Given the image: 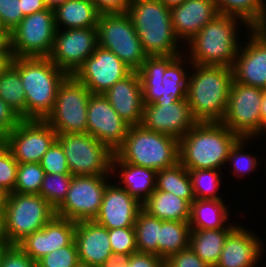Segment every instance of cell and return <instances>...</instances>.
Listing matches in <instances>:
<instances>
[{
	"label": "cell",
	"instance_id": "15",
	"mask_svg": "<svg viewBox=\"0 0 266 267\" xmlns=\"http://www.w3.org/2000/svg\"><path fill=\"white\" fill-rule=\"evenodd\" d=\"M56 139V132L45 120L21 119L7 134L5 146L18 163H40Z\"/></svg>",
	"mask_w": 266,
	"mask_h": 267
},
{
	"label": "cell",
	"instance_id": "42",
	"mask_svg": "<svg viewBox=\"0 0 266 267\" xmlns=\"http://www.w3.org/2000/svg\"><path fill=\"white\" fill-rule=\"evenodd\" d=\"M18 162L6 146H0V191L13 193L17 180Z\"/></svg>",
	"mask_w": 266,
	"mask_h": 267
},
{
	"label": "cell",
	"instance_id": "39",
	"mask_svg": "<svg viewBox=\"0 0 266 267\" xmlns=\"http://www.w3.org/2000/svg\"><path fill=\"white\" fill-rule=\"evenodd\" d=\"M72 177V174L45 173L39 195L56 210L66 198Z\"/></svg>",
	"mask_w": 266,
	"mask_h": 267
},
{
	"label": "cell",
	"instance_id": "45",
	"mask_svg": "<svg viewBox=\"0 0 266 267\" xmlns=\"http://www.w3.org/2000/svg\"><path fill=\"white\" fill-rule=\"evenodd\" d=\"M40 165L47 174H71L61 144L55 140L44 154Z\"/></svg>",
	"mask_w": 266,
	"mask_h": 267
},
{
	"label": "cell",
	"instance_id": "36",
	"mask_svg": "<svg viewBox=\"0 0 266 267\" xmlns=\"http://www.w3.org/2000/svg\"><path fill=\"white\" fill-rule=\"evenodd\" d=\"M162 221L150 215L143 208L138 212L134 225L138 252L159 256V235Z\"/></svg>",
	"mask_w": 266,
	"mask_h": 267
},
{
	"label": "cell",
	"instance_id": "9",
	"mask_svg": "<svg viewBox=\"0 0 266 267\" xmlns=\"http://www.w3.org/2000/svg\"><path fill=\"white\" fill-rule=\"evenodd\" d=\"M69 170L73 176H112L114 152L89 133L59 134Z\"/></svg>",
	"mask_w": 266,
	"mask_h": 267
},
{
	"label": "cell",
	"instance_id": "29",
	"mask_svg": "<svg viewBox=\"0 0 266 267\" xmlns=\"http://www.w3.org/2000/svg\"><path fill=\"white\" fill-rule=\"evenodd\" d=\"M53 10L56 29L96 28L100 15L91 0H67Z\"/></svg>",
	"mask_w": 266,
	"mask_h": 267
},
{
	"label": "cell",
	"instance_id": "6",
	"mask_svg": "<svg viewBox=\"0 0 266 267\" xmlns=\"http://www.w3.org/2000/svg\"><path fill=\"white\" fill-rule=\"evenodd\" d=\"M114 153L125 163L159 171L179 162V140L135 125Z\"/></svg>",
	"mask_w": 266,
	"mask_h": 267
},
{
	"label": "cell",
	"instance_id": "10",
	"mask_svg": "<svg viewBox=\"0 0 266 267\" xmlns=\"http://www.w3.org/2000/svg\"><path fill=\"white\" fill-rule=\"evenodd\" d=\"M91 92L73 75L60 84L52 112L45 121L57 135L87 133V107Z\"/></svg>",
	"mask_w": 266,
	"mask_h": 267
},
{
	"label": "cell",
	"instance_id": "53",
	"mask_svg": "<svg viewBox=\"0 0 266 267\" xmlns=\"http://www.w3.org/2000/svg\"><path fill=\"white\" fill-rule=\"evenodd\" d=\"M10 245L5 231V214L4 211H0V248H6Z\"/></svg>",
	"mask_w": 266,
	"mask_h": 267
},
{
	"label": "cell",
	"instance_id": "4",
	"mask_svg": "<svg viewBox=\"0 0 266 267\" xmlns=\"http://www.w3.org/2000/svg\"><path fill=\"white\" fill-rule=\"evenodd\" d=\"M26 96V119L45 120L52 112L60 84L68 76L48 57H13Z\"/></svg>",
	"mask_w": 266,
	"mask_h": 267
},
{
	"label": "cell",
	"instance_id": "12",
	"mask_svg": "<svg viewBox=\"0 0 266 267\" xmlns=\"http://www.w3.org/2000/svg\"><path fill=\"white\" fill-rule=\"evenodd\" d=\"M263 89L233 80L221 123L240 137L261 138V103Z\"/></svg>",
	"mask_w": 266,
	"mask_h": 267
},
{
	"label": "cell",
	"instance_id": "56",
	"mask_svg": "<svg viewBox=\"0 0 266 267\" xmlns=\"http://www.w3.org/2000/svg\"><path fill=\"white\" fill-rule=\"evenodd\" d=\"M0 52H11L9 48V33H0Z\"/></svg>",
	"mask_w": 266,
	"mask_h": 267
},
{
	"label": "cell",
	"instance_id": "43",
	"mask_svg": "<svg viewBox=\"0 0 266 267\" xmlns=\"http://www.w3.org/2000/svg\"><path fill=\"white\" fill-rule=\"evenodd\" d=\"M36 267H81L75 241L45 255L36 263Z\"/></svg>",
	"mask_w": 266,
	"mask_h": 267
},
{
	"label": "cell",
	"instance_id": "24",
	"mask_svg": "<svg viewBox=\"0 0 266 267\" xmlns=\"http://www.w3.org/2000/svg\"><path fill=\"white\" fill-rule=\"evenodd\" d=\"M103 95L128 125H141L144 98L138 71H132L123 80L116 82Z\"/></svg>",
	"mask_w": 266,
	"mask_h": 267
},
{
	"label": "cell",
	"instance_id": "1",
	"mask_svg": "<svg viewBox=\"0 0 266 267\" xmlns=\"http://www.w3.org/2000/svg\"><path fill=\"white\" fill-rule=\"evenodd\" d=\"M242 26L246 29L241 30ZM250 29L251 27L239 17L218 14L184 45V54L196 65L232 68L244 40L243 36L239 35Z\"/></svg>",
	"mask_w": 266,
	"mask_h": 267
},
{
	"label": "cell",
	"instance_id": "18",
	"mask_svg": "<svg viewBox=\"0 0 266 267\" xmlns=\"http://www.w3.org/2000/svg\"><path fill=\"white\" fill-rule=\"evenodd\" d=\"M244 33L246 40L242 41L232 67L233 79L266 89V35L259 28H251L247 36Z\"/></svg>",
	"mask_w": 266,
	"mask_h": 267
},
{
	"label": "cell",
	"instance_id": "37",
	"mask_svg": "<svg viewBox=\"0 0 266 267\" xmlns=\"http://www.w3.org/2000/svg\"><path fill=\"white\" fill-rule=\"evenodd\" d=\"M255 139L261 140L259 137H240L232 146L226 162L228 166L229 164L232 166V167L230 166V170L231 169L232 170L229 172L232 173L231 174L233 175L232 178L233 177L234 179L240 178L238 180H242L243 177L246 178L247 175L251 176L250 173L254 174L255 171L258 170V168L260 169V167L258 166L260 163H262V161L260 160V156L259 155L256 156L255 154L253 155L250 152L246 153L245 151L248 142L252 143L253 142L252 140Z\"/></svg>",
	"mask_w": 266,
	"mask_h": 267
},
{
	"label": "cell",
	"instance_id": "28",
	"mask_svg": "<svg viewBox=\"0 0 266 267\" xmlns=\"http://www.w3.org/2000/svg\"><path fill=\"white\" fill-rule=\"evenodd\" d=\"M228 205L230 203H225L224 200L195 199L191 203V229L235 228L238 224L233 221L230 223L233 218H229L231 207Z\"/></svg>",
	"mask_w": 266,
	"mask_h": 267
},
{
	"label": "cell",
	"instance_id": "14",
	"mask_svg": "<svg viewBox=\"0 0 266 267\" xmlns=\"http://www.w3.org/2000/svg\"><path fill=\"white\" fill-rule=\"evenodd\" d=\"M197 123L187 99H156L154 103L144 104L141 125L147 130L180 140Z\"/></svg>",
	"mask_w": 266,
	"mask_h": 267
},
{
	"label": "cell",
	"instance_id": "30",
	"mask_svg": "<svg viewBox=\"0 0 266 267\" xmlns=\"http://www.w3.org/2000/svg\"><path fill=\"white\" fill-rule=\"evenodd\" d=\"M142 208L161 220L190 221L191 203L173 193L156 189L142 204Z\"/></svg>",
	"mask_w": 266,
	"mask_h": 267
},
{
	"label": "cell",
	"instance_id": "13",
	"mask_svg": "<svg viewBox=\"0 0 266 267\" xmlns=\"http://www.w3.org/2000/svg\"><path fill=\"white\" fill-rule=\"evenodd\" d=\"M113 176H73L63 203L55 210L56 216L74 222L94 220L99 213L103 195Z\"/></svg>",
	"mask_w": 266,
	"mask_h": 267
},
{
	"label": "cell",
	"instance_id": "35",
	"mask_svg": "<svg viewBox=\"0 0 266 267\" xmlns=\"http://www.w3.org/2000/svg\"><path fill=\"white\" fill-rule=\"evenodd\" d=\"M0 98L20 119H26L25 89L18 70L12 64L0 76Z\"/></svg>",
	"mask_w": 266,
	"mask_h": 267
},
{
	"label": "cell",
	"instance_id": "62",
	"mask_svg": "<svg viewBox=\"0 0 266 267\" xmlns=\"http://www.w3.org/2000/svg\"><path fill=\"white\" fill-rule=\"evenodd\" d=\"M0 33H8L0 23Z\"/></svg>",
	"mask_w": 266,
	"mask_h": 267
},
{
	"label": "cell",
	"instance_id": "2",
	"mask_svg": "<svg viewBox=\"0 0 266 267\" xmlns=\"http://www.w3.org/2000/svg\"><path fill=\"white\" fill-rule=\"evenodd\" d=\"M233 80L230 67L192 63L186 99L197 122H222Z\"/></svg>",
	"mask_w": 266,
	"mask_h": 267
},
{
	"label": "cell",
	"instance_id": "7",
	"mask_svg": "<svg viewBox=\"0 0 266 267\" xmlns=\"http://www.w3.org/2000/svg\"><path fill=\"white\" fill-rule=\"evenodd\" d=\"M3 210L5 231L11 245H17L26 236L41 230L56 215L55 209L39 194H6Z\"/></svg>",
	"mask_w": 266,
	"mask_h": 267
},
{
	"label": "cell",
	"instance_id": "54",
	"mask_svg": "<svg viewBox=\"0 0 266 267\" xmlns=\"http://www.w3.org/2000/svg\"><path fill=\"white\" fill-rule=\"evenodd\" d=\"M261 139L266 136V89H263V98L261 103Z\"/></svg>",
	"mask_w": 266,
	"mask_h": 267
},
{
	"label": "cell",
	"instance_id": "33",
	"mask_svg": "<svg viewBox=\"0 0 266 267\" xmlns=\"http://www.w3.org/2000/svg\"><path fill=\"white\" fill-rule=\"evenodd\" d=\"M156 189L173 193L192 203L195 198L188 170L180 163L164 168L156 173Z\"/></svg>",
	"mask_w": 266,
	"mask_h": 267
},
{
	"label": "cell",
	"instance_id": "61",
	"mask_svg": "<svg viewBox=\"0 0 266 267\" xmlns=\"http://www.w3.org/2000/svg\"><path fill=\"white\" fill-rule=\"evenodd\" d=\"M266 35V24L259 28Z\"/></svg>",
	"mask_w": 266,
	"mask_h": 267
},
{
	"label": "cell",
	"instance_id": "41",
	"mask_svg": "<svg viewBox=\"0 0 266 267\" xmlns=\"http://www.w3.org/2000/svg\"><path fill=\"white\" fill-rule=\"evenodd\" d=\"M109 239L113 256L117 261L138 252L134 227L109 229Z\"/></svg>",
	"mask_w": 266,
	"mask_h": 267
},
{
	"label": "cell",
	"instance_id": "46",
	"mask_svg": "<svg viewBox=\"0 0 266 267\" xmlns=\"http://www.w3.org/2000/svg\"><path fill=\"white\" fill-rule=\"evenodd\" d=\"M21 0H0V23L9 33L24 18Z\"/></svg>",
	"mask_w": 266,
	"mask_h": 267
},
{
	"label": "cell",
	"instance_id": "60",
	"mask_svg": "<svg viewBox=\"0 0 266 267\" xmlns=\"http://www.w3.org/2000/svg\"><path fill=\"white\" fill-rule=\"evenodd\" d=\"M4 198H5V194H3V193L0 191V211H4V210H3Z\"/></svg>",
	"mask_w": 266,
	"mask_h": 267
},
{
	"label": "cell",
	"instance_id": "48",
	"mask_svg": "<svg viewBox=\"0 0 266 267\" xmlns=\"http://www.w3.org/2000/svg\"><path fill=\"white\" fill-rule=\"evenodd\" d=\"M116 267H165V260L152 253L136 252L127 258L118 260Z\"/></svg>",
	"mask_w": 266,
	"mask_h": 267
},
{
	"label": "cell",
	"instance_id": "57",
	"mask_svg": "<svg viewBox=\"0 0 266 267\" xmlns=\"http://www.w3.org/2000/svg\"><path fill=\"white\" fill-rule=\"evenodd\" d=\"M167 8L171 9L173 7L179 6L185 0H160Z\"/></svg>",
	"mask_w": 266,
	"mask_h": 267
},
{
	"label": "cell",
	"instance_id": "17",
	"mask_svg": "<svg viewBox=\"0 0 266 267\" xmlns=\"http://www.w3.org/2000/svg\"><path fill=\"white\" fill-rule=\"evenodd\" d=\"M131 72L113 52L98 46L73 76L83 83L91 94H103Z\"/></svg>",
	"mask_w": 266,
	"mask_h": 267
},
{
	"label": "cell",
	"instance_id": "19",
	"mask_svg": "<svg viewBox=\"0 0 266 267\" xmlns=\"http://www.w3.org/2000/svg\"><path fill=\"white\" fill-rule=\"evenodd\" d=\"M129 127L103 94H91L87 107V133L115 152L123 144Z\"/></svg>",
	"mask_w": 266,
	"mask_h": 267
},
{
	"label": "cell",
	"instance_id": "47",
	"mask_svg": "<svg viewBox=\"0 0 266 267\" xmlns=\"http://www.w3.org/2000/svg\"><path fill=\"white\" fill-rule=\"evenodd\" d=\"M0 267H36V262L18 245H10L2 250Z\"/></svg>",
	"mask_w": 266,
	"mask_h": 267
},
{
	"label": "cell",
	"instance_id": "25",
	"mask_svg": "<svg viewBox=\"0 0 266 267\" xmlns=\"http://www.w3.org/2000/svg\"><path fill=\"white\" fill-rule=\"evenodd\" d=\"M190 66L192 62L182 53L168 64L162 82H142L144 104L154 103L156 99H186Z\"/></svg>",
	"mask_w": 266,
	"mask_h": 267
},
{
	"label": "cell",
	"instance_id": "3",
	"mask_svg": "<svg viewBox=\"0 0 266 267\" xmlns=\"http://www.w3.org/2000/svg\"><path fill=\"white\" fill-rule=\"evenodd\" d=\"M239 138L221 122H198L179 140V162L187 170H223Z\"/></svg>",
	"mask_w": 266,
	"mask_h": 267
},
{
	"label": "cell",
	"instance_id": "32",
	"mask_svg": "<svg viewBox=\"0 0 266 267\" xmlns=\"http://www.w3.org/2000/svg\"><path fill=\"white\" fill-rule=\"evenodd\" d=\"M221 15L241 18L251 28L266 24V0H214Z\"/></svg>",
	"mask_w": 266,
	"mask_h": 267
},
{
	"label": "cell",
	"instance_id": "58",
	"mask_svg": "<svg viewBox=\"0 0 266 267\" xmlns=\"http://www.w3.org/2000/svg\"><path fill=\"white\" fill-rule=\"evenodd\" d=\"M48 8L54 9L56 6L64 3L67 0H43Z\"/></svg>",
	"mask_w": 266,
	"mask_h": 267
},
{
	"label": "cell",
	"instance_id": "38",
	"mask_svg": "<svg viewBox=\"0 0 266 267\" xmlns=\"http://www.w3.org/2000/svg\"><path fill=\"white\" fill-rule=\"evenodd\" d=\"M192 182V191L195 199L223 200L222 194L218 193L222 188V173L217 169L188 170ZM222 173V174H221ZM221 174V176H220Z\"/></svg>",
	"mask_w": 266,
	"mask_h": 267
},
{
	"label": "cell",
	"instance_id": "49",
	"mask_svg": "<svg viewBox=\"0 0 266 267\" xmlns=\"http://www.w3.org/2000/svg\"><path fill=\"white\" fill-rule=\"evenodd\" d=\"M165 267H210L202 261L194 251L188 246L187 248L171 255L165 260Z\"/></svg>",
	"mask_w": 266,
	"mask_h": 267
},
{
	"label": "cell",
	"instance_id": "63",
	"mask_svg": "<svg viewBox=\"0 0 266 267\" xmlns=\"http://www.w3.org/2000/svg\"><path fill=\"white\" fill-rule=\"evenodd\" d=\"M4 248H0V256H1V253H2V250H3Z\"/></svg>",
	"mask_w": 266,
	"mask_h": 267
},
{
	"label": "cell",
	"instance_id": "21",
	"mask_svg": "<svg viewBox=\"0 0 266 267\" xmlns=\"http://www.w3.org/2000/svg\"><path fill=\"white\" fill-rule=\"evenodd\" d=\"M76 222L54 216L41 230L26 236L17 245L36 263L45 255L74 241Z\"/></svg>",
	"mask_w": 266,
	"mask_h": 267
},
{
	"label": "cell",
	"instance_id": "52",
	"mask_svg": "<svg viewBox=\"0 0 266 267\" xmlns=\"http://www.w3.org/2000/svg\"><path fill=\"white\" fill-rule=\"evenodd\" d=\"M21 5L24 17L47 8L43 0H21Z\"/></svg>",
	"mask_w": 266,
	"mask_h": 267
},
{
	"label": "cell",
	"instance_id": "20",
	"mask_svg": "<svg viewBox=\"0 0 266 267\" xmlns=\"http://www.w3.org/2000/svg\"><path fill=\"white\" fill-rule=\"evenodd\" d=\"M74 241L81 267H109L117 263L110 245L109 229L94 220L76 222Z\"/></svg>",
	"mask_w": 266,
	"mask_h": 267
},
{
	"label": "cell",
	"instance_id": "34",
	"mask_svg": "<svg viewBox=\"0 0 266 267\" xmlns=\"http://www.w3.org/2000/svg\"><path fill=\"white\" fill-rule=\"evenodd\" d=\"M190 231L189 222L163 220L159 235V257L167 260L171 255L187 248Z\"/></svg>",
	"mask_w": 266,
	"mask_h": 267
},
{
	"label": "cell",
	"instance_id": "55",
	"mask_svg": "<svg viewBox=\"0 0 266 267\" xmlns=\"http://www.w3.org/2000/svg\"><path fill=\"white\" fill-rule=\"evenodd\" d=\"M12 52H0V76L12 63Z\"/></svg>",
	"mask_w": 266,
	"mask_h": 267
},
{
	"label": "cell",
	"instance_id": "22",
	"mask_svg": "<svg viewBox=\"0 0 266 267\" xmlns=\"http://www.w3.org/2000/svg\"><path fill=\"white\" fill-rule=\"evenodd\" d=\"M259 236L239 223L225 239L221 256L215 267H257L265 242ZM262 241V242H261ZM264 243V244H263ZM259 263V264H258Z\"/></svg>",
	"mask_w": 266,
	"mask_h": 267
},
{
	"label": "cell",
	"instance_id": "26",
	"mask_svg": "<svg viewBox=\"0 0 266 267\" xmlns=\"http://www.w3.org/2000/svg\"><path fill=\"white\" fill-rule=\"evenodd\" d=\"M170 11L174 33L183 45L219 14L214 0H185Z\"/></svg>",
	"mask_w": 266,
	"mask_h": 267
},
{
	"label": "cell",
	"instance_id": "8",
	"mask_svg": "<svg viewBox=\"0 0 266 267\" xmlns=\"http://www.w3.org/2000/svg\"><path fill=\"white\" fill-rule=\"evenodd\" d=\"M96 29L98 46L113 52L132 71L141 68L148 55L127 12L100 14Z\"/></svg>",
	"mask_w": 266,
	"mask_h": 267
},
{
	"label": "cell",
	"instance_id": "44",
	"mask_svg": "<svg viewBox=\"0 0 266 267\" xmlns=\"http://www.w3.org/2000/svg\"><path fill=\"white\" fill-rule=\"evenodd\" d=\"M178 55L147 56L138 70L141 82H162L168 64Z\"/></svg>",
	"mask_w": 266,
	"mask_h": 267
},
{
	"label": "cell",
	"instance_id": "40",
	"mask_svg": "<svg viewBox=\"0 0 266 267\" xmlns=\"http://www.w3.org/2000/svg\"><path fill=\"white\" fill-rule=\"evenodd\" d=\"M45 176L40 163H18L17 180L13 192L39 194Z\"/></svg>",
	"mask_w": 266,
	"mask_h": 267
},
{
	"label": "cell",
	"instance_id": "51",
	"mask_svg": "<svg viewBox=\"0 0 266 267\" xmlns=\"http://www.w3.org/2000/svg\"><path fill=\"white\" fill-rule=\"evenodd\" d=\"M20 120V117L0 98V127L8 134Z\"/></svg>",
	"mask_w": 266,
	"mask_h": 267
},
{
	"label": "cell",
	"instance_id": "31",
	"mask_svg": "<svg viewBox=\"0 0 266 267\" xmlns=\"http://www.w3.org/2000/svg\"><path fill=\"white\" fill-rule=\"evenodd\" d=\"M233 229H191L189 247L202 261L210 267H215L225 239Z\"/></svg>",
	"mask_w": 266,
	"mask_h": 267
},
{
	"label": "cell",
	"instance_id": "5",
	"mask_svg": "<svg viewBox=\"0 0 266 267\" xmlns=\"http://www.w3.org/2000/svg\"><path fill=\"white\" fill-rule=\"evenodd\" d=\"M127 13L148 56L184 53L173 30L171 11L160 0H130Z\"/></svg>",
	"mask_w": 266,
	"mask_h": 267
},
{
	"label": "cell",
	"instance_id": "59",
	"mask_svg": "<svg viewBox=\"0 0 266 267\" xmlns=\"http://www.w3.org/2000/svg\"><path fill=\"white\" fill-rule=\"evenodd\" d=\"M7 141V133L0 127V146H5Z\"/></svg>",
	"mask_w": 266,
	"mask_h": 267
},
{
	"label": "cell",
	"instance_id": "50",
	"mask_svg": "<svg viewBox=\"0 0 266 267\" xmlns=\"http://www.w3.org/2000/svg\"><path fill=\"white\" fill-rule=\"evenodd\" d=\"M100 14L127 12L130 0H91Z\"/></svg>",
	"mask_w": 266,
	"mask_h": 267
},
{
	"label": "cell",
	"instance_id": "16",
	"mask_svg": "<svg viewBox=\"0 0 266 267\" xmlns=\"http://www.w3.org/2000/svg\"><path fill=\"white\" fill-rule=\"evenodd\" d=\"M97 47L96 28L56 29L48 58L68 75H73Z\"/></svg>",
	"mask_w": 266,
	"mask_h": 267
},
{
	"label": "cell",
	"instance_id": "11",
	"mask_svg": "<svg viewBox=\"0 0 266 267\" xmlns=\"http://www.w3.org/2000/svg\"><path fill=\"white\" fill-rule=\"evenodd\" d=\"M54 10L35 12L25 16L9 32V48L13 57H48L55 38Z\"/></svg>",
	"mask_w": 266,
	"mask_h": 267
},
{
	"label": "cell",
	"instance_id": "27",
	"mask_svg": "<svg viewBox=\"0 0 266 267\" xmlns=\"http://www.w3.org/2000/svg\"><path fill=\"white\" fill-rule=\"evenodd\" d=\"M156 173L153 169L125 163L114 153L112 179L116 178L115 182L141 204L156 190Z\"/></svg>",
	"mask_w": 266,
	"mask_h": 267
},
{
	"label": "cell",
	"instance_id": "23",
	"mask_svg": "<svg viewBox=\"0 0 266 267\" xmlns=\"http://www.w3.org/2000/svg\"><path fill=\"white\" fill-rule=\"evenodd\" d=\"M114 180L107 185L94 221L107 229L134 227L142 204Z\"/></svg>",
	"mask_w": 266,
	"mask_h": 267
}]
</instances>
